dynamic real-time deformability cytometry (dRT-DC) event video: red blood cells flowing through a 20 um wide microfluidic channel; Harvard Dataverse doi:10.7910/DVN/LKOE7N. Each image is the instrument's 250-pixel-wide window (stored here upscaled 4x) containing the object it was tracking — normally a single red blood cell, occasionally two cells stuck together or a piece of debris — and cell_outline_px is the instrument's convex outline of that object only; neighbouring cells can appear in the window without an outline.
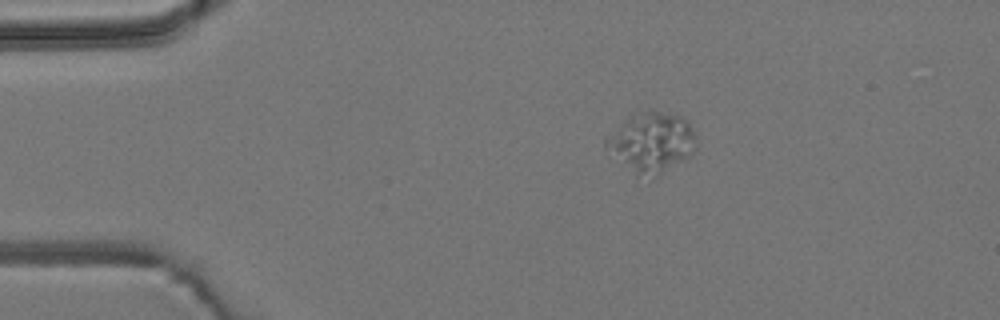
{"species": "common noctule bat (a hibernating species)", "species_latin": "Nyctalus noctula", "temperature_condition": "room temperature", "stored_images_in_passage": 2, "camera_frame_rate_fps": 3000, "um_per_image_px": 0.085, "animal": {"sex": "male", "body_mass_g": 19.2, "forearm_length_mm": 51.8}, "frame": {"image": 1, "passage_image": 1, "time_ms": 0.0, "image_size_px": [1000, 320], "cell_outline_px": [[696, 148], [688, 156], [656, 176], [636, 176], [604, 148], [604, 136], [632, 112], [652, 108], [680, 116], [688, 120], [692, 128]], "centroid_in_image_um": [55.3, 12.03], "position_along_channel_um": 29.7, "area_um2": 32.02}}